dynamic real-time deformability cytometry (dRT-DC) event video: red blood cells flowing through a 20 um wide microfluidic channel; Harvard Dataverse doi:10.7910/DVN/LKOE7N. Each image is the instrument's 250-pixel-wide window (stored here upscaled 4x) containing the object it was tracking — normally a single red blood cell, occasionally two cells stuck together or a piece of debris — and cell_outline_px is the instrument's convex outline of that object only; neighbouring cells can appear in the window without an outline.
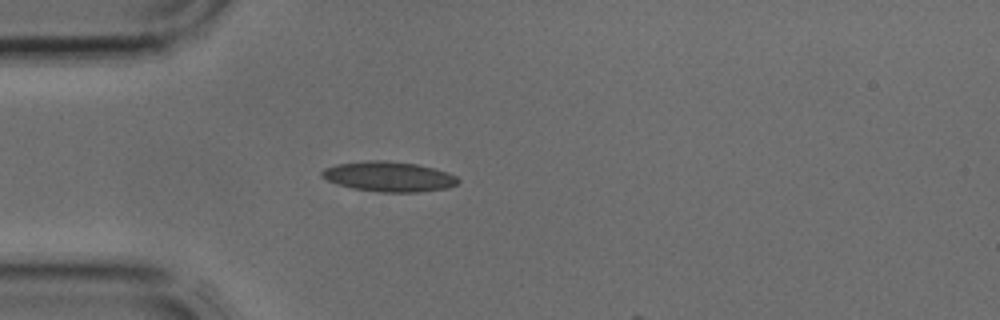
{"species": "common noctule bat (a hibernating species)", "species_latin": "Nyctalus noctula", "temperature_condition": "cold", "stored_images_in_passage": 3, "camera_frame_rate_fps": 3000, "um_per_image_px": 0.085, "animal": {"sex": "male", "body_mass_g": 17.9, "forearm_length_mm": 54.2}, "frame": {"image": 1, "passage_image": 3, "time_ms": 0.667, "image_size_px": [1000, 320], "cell_outline_px": [[460, 180], [456, 184], [448, 188], [416, 192], [380, 192], [352, 188], [328, 180], [320, 176], [320, 172], [324, 168], [336, 164], [368, 160], [384, 160], [416, 164], [448, 172], [456, 176]], "centroid_in_image_um": [33.04, 15.0], "position_along_channel_um": 52.0, "area_um2": 23.76}}